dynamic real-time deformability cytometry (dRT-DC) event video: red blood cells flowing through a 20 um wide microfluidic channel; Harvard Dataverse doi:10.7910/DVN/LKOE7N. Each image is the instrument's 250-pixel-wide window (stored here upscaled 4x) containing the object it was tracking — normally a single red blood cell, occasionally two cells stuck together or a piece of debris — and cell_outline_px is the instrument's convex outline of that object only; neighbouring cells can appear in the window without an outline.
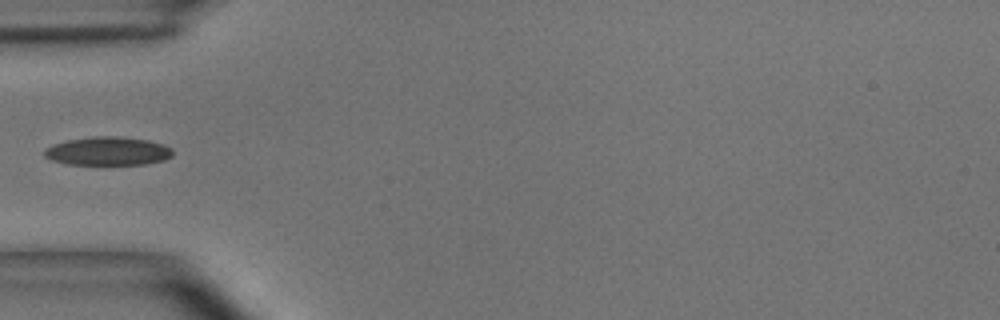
{"species": "common noctule bat (a hibernating species)", "species_latin": "Nyctalus noctula", "temperature_condition": "room temperature", "stored_images_in_passage": 4, "camera_frame_rate_fps": 3000, "um_per_image_px": 0.085, "animal": {"sex": "male", "body_mass_g": 15.6}, "frame": {"image": 1, "passage_image": 4, "time_ms": 1.0, "image_size_px": [1000, 320], "cell_outline_px": [[172, 156], [164, 160], [144, 164], [68, 164], [52, 160], [44, 156], [44, 148], [52, 144], [68, 140], [92, 136], [116, 136], [148, 140], [164, 144], [172, 148]], "centroid_in_image_um": [9.16, 12.84], "position_along_channel_um": 75.8, "area_um2": 21.33}}